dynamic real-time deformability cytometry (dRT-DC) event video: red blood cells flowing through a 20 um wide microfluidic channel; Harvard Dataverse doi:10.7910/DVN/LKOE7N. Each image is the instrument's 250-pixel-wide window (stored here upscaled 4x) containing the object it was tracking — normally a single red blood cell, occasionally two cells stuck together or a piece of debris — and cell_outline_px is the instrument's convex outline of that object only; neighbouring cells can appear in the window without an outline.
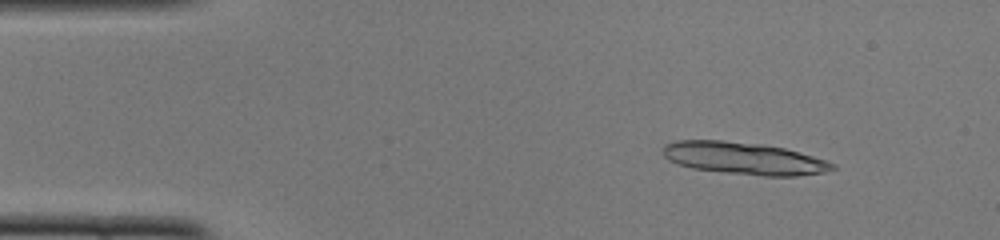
{"species": "common noctule bat (a hibernating species)", "species_latin": "Nyctalus noctula", "temperature_condition": "cold", "stored_images_in_passage": 50, "camera_frame_rate_fps": 3000, "um_per_image_px": 0.085, "animal": {"sex": "female", "body_mass_g": 22.0, "forearm_length_mm": 56.7}, "frame": {"image": 1, "passage_image": 6, "time_ms": 1.667, "image_size_px": [1000, 240], "cell_outline_px": [[836, 168], [824, 172], [796, 176], [764, 176], [692, 168], [676, 164], [668, 160], [664, 156], [664, 144], [672, 140], [724, 140], [760, 144], [784, 148], [812, 156], [836, 164]], "centroid_in_image_um": [63.2, 13.45], "position_along_channel_um": 21.8, "area_um2": 31.67}}
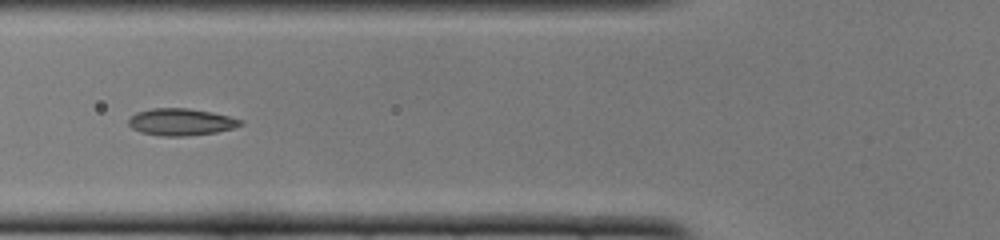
{"frame": {"image": 2, "passage_image": 19, "time_ms": 6.0, "image_size_px": [1000, 240], "cell_outline_px": [[244, 124], [232, 128], [216, 132], [188, 136], [160, 136], [140, 132], [132, 128], [128, 124], [128, 120], [136, 112], [152, 108], [188, 108], [212, 112], [244, 120]], "centroid_in_image_um": [15.38, 10.37], "position_along_channel_um": 110.4, "area_um2": 17.69}}
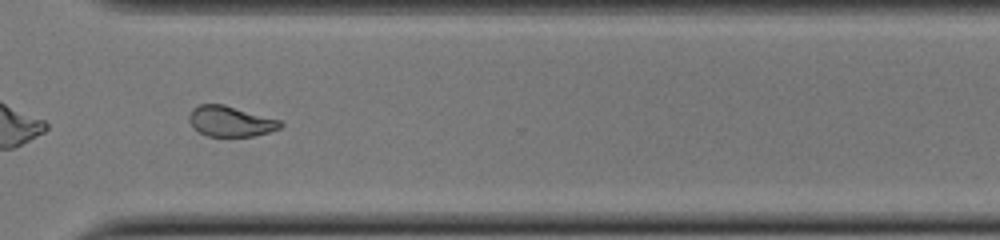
{"frame": {"image": 3, "passage_image": 37, "time_ms": 12.0, "image_size_px": [1000, 240], "cell_outline_px": [[284, 124], [280, 128], [268, 132], [252, 136], [208, 136], [192, 128], [188, 120], [188, 116], [192, 108], [200, 104], [224, 104], [280, 120]], "centroid_in_image_um": [19.56, 10.3], "position_along_channel_um": 351.0, "area_um2": 16.24}, "authors_computed_cell_mechanics": {"area_um2": 17.8602, "velocity_mm_per_s": 4.0004, "shape_relaxation_time_tau1_ms": null, "shape_relaxation_time_tau2_ms": 1.6714, "deformation_change_tau1": null, "deformation_change_tau2": 0.0873}}